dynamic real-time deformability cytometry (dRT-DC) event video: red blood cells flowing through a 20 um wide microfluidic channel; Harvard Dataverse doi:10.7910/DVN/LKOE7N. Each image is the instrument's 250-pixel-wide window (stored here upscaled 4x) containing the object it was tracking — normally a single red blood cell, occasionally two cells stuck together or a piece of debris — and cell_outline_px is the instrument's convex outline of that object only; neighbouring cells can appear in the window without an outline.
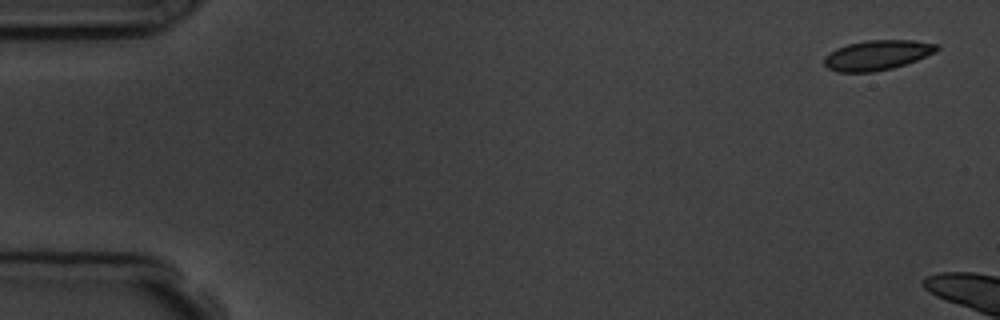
{"species": "common noctule bat (a hibernating species)", "species_latin": "Nyctalus noctula", "temperature_condition": "room temperature", "stored_images_in_passage": 6, "camera_frame_rate_fps": 3000, "um_per_image_px": 0.085, "animal": {"sex": "male", "body_mass_g": 19.5, "forearm_length_mm": 54.6}, "frame": {"image": 1, "passage_image": 1, "time_ms": 0.0, "image_size_px": [1000, 320], "cell_outline_px": [[940, 48], [936, 52], [916, 60], [892, 68], [872, 72], [836, 72], [828, 68], [824, 64], [824, 56], [836, 48], [848, 44], [868, 40], [912, 40], [940, 44]], "centroid_in_image_um": [74.56, 4.68], "position_along_channel_um": 10.4, "area_um2": 19.65}}